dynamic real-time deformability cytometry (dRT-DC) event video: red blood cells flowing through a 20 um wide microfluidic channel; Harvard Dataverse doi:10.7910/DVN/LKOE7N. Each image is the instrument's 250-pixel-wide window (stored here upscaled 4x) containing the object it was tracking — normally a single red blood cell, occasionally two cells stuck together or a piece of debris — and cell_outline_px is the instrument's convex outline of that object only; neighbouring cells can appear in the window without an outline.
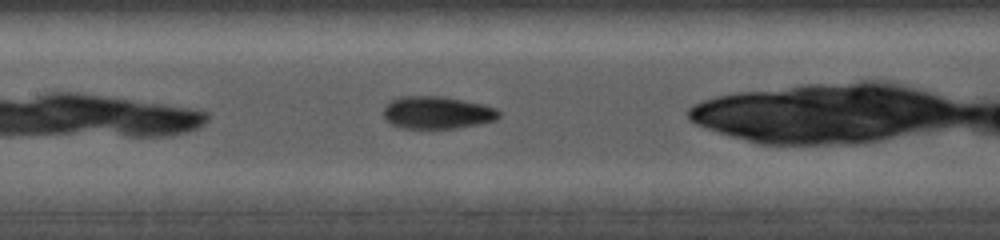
{"species": "common noctule bat (a hibernating species)", "species_latin": "Nyctalus noctula", "temperature_condition": "cold", "stored_images_in_passage": 16, "camera_frame_rate_fps": 5000, "um_per_image_px": 0.085, "animal": {"sex": "female", "body_mass_g": 19.0, "forearm_length_mm": 56.7}, "frame": {"image": 1, "passage_image": 5, "time_ms": 2.2, "image_size_px": [1000, 240], "cell_outline_px": [[500, 116], [496, 120], [480, 124], [456, 128], [400, 128], [392, 124], [384, 116], [384, 108], [392, 100], [400, 96], [440, 96], [484, 104], [496, 108], [500, 112]], "centroid_in_image_um": [37.19, 9.57], "position_along_channel_um": 170.2, "area_um2": 21.79}}